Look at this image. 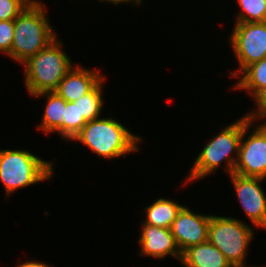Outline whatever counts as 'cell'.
Masks as SVG:
<instances>
[{"label":"cell","instance_id":"8992f818","mask_svg":"<svg viewBox=\"0 0 266 267\" xmlns=\"http://www.w3.org/2000/svg\"><path fill=\"white\" fill-rule=\"evenodd\" d=\"M254 229L238 218L211 215L208 241L216 246L232 266L262 267L246 264Z\"/></svg>","mask_w":266,"mask_h":267},{"label":"cell","instance_id":"6da1fadb","mask_svg":"<svg viewBox=\"0 0 266 267\" xmlns=\"http://www.w3.org/2000/svg\"><path fill=\"white\" fill-rule=\"evenodd\" d=\"M143 140L119 120L107 116L88 121L71 141H78L96 156L109 160L138 152Z\"/></svg>","mask_w":266,"mask_h":267},{"label":"cell","instance_id":"8fae6325","mask_svg":"<svg viewBox=\"0 0 266 267\" xmlns=\"http://www.w3.org/2000/svg\"><path fill=\"white\" fill-rule=\"evenodd\" d=\"M141 227L140 236L137 240L140 246L139 255L155 259H165V257L170 256L179 262L181 261L182 253L175 242L171 228L148 224H141Z\"/></svg>","mask_w":266,"mask_h":267},{"label":"cell","instance_id":"ac0fdd59","mask_svg":"<svg viewBox=\"0 0 266 267\" xmlns=\"http://www.w3.org/2000/svg\"><path fill=\"white\" fill-rule=\"evenodd\" d=\"M235 23L266 22V0H236Z\"/></svg>","mask_w":266,"mask_h":267},{"label":"cell","instance_id":"7c38bea8","mask_svg":"<svg viewBox=\"0 0 266 267\" xmlns=\"http://www.w3.org/2000/svg\"><path fill=\"white\" fill-rule=\"evenodd\" d=\"M99 70L76 64L61 80L54 92L67 102H74L92 91L105 78Z\"/></svg>","mask_w":266,"mask_h":267},{"label":"cell","instance_id":"cb8c5ba5","mask_svg":"<svg viewBox=\"0 0 266 267\" xmlns=\"http://www.w3.org/2000/svg\"><path fill=\"white\" fill-rule=\"evenodd\" d=\"M15 267H54L51 265H48L46 262L43 261H38L35 259L34 260H29V261H25V262H20L19 265H15Z\"/></svg>","mask_w":266,"mask_h":267},{"label":"cell","instance_id":"ba28073f","mask_svg":"<svg viewBox=\"0 0 266 267\" xmlns=\"http://www.w3.org/2000/svg\"><path fill=\"white\" fill-rule=\"evenodd\" d=\"M228 43L233 50L238 68L229 73L237 78L251 64L266 57V22L234 23Z\"/></svg>","mask_w":266,"mask_h":267},{"label":"cell","instance_id":"2e32d148","mask_svg":"<svg viewBox=\"0 0 266 267\" xmlns=\"http://www.w3.org/2000/svg\"><path fill=\"white\" fill-rule=\"evenodd\" d=\"M239 76L234 90H243L255 102L266 91V57L248 66Z\"/></svg>","mask_w":266,"mask_h":267},{"label":"cell","instance_id":"5b68a950","mask_svg":"<svg viewBox=\"0 0 266 267\" xmlns=\"http://www.w3.org/2000/svg\"><path fill=\"white\" fill-rule=\"evenodd\" d=\"M54 169V162L42 160L29 150L0 149V181L7 199L18 189L52 179Z\"/></svg>","mask_w":266,"mask_h":267},{"label":"cell","instance_id":"3957f363","mask_svg":"<svg viewBox=\"0 0 266 267\" xmlns=\"http://www.w3.org/2000/svg\"><path fill=\"white\" fill-rule=\"evenodd\" d=\"M241 137L242 117L225 126L202 147L186 175L184 185L206 178L216 172L219 167L223 168L228 176L231 175L238 159ZM222 163H225L224 167Z\"/></svg>","mask_w":266,"mask_h":267},{"label":"cell","instance_id":"9a60e30c","mask_svg":"<svg viewBox=\"0 0 266 267\" xmlns=\"http://www.w3.org/2000/svg\"><path fill=\"white\" fill-rule=\"evenodd\" d=\"M184 205L173 201L171 198L160 197L146 206L144 210L145 218L142 224L152 226L171 228L173 221L176 219L178 212Z\"/></svg>","mask_w":266,"mask_h":267},{"label":"cell","instance_id":"603a6c76","mask_svg":"<svg viewBox=\"0 0 266 267\" xmlns=\"http://www.w3.org/2000/svg\"><path fill=\"white\" fill-rule=\"evenodd\" d=\"M103 2V3H109V4H114V5H118L119 6V4L121 5V4H126L127 3V5L128 4H133L135 7H139V6H141V4L143 3V0H98V2Z\"/></svg>","mask_w":266,"mask_h":267},{"label":"cell","instance_id":"44dd1931","mask_svg":"<svg viewBox=\"0 0 266 267\" xmlns=\"http://www.w3.org/2000/svg\"><path fill=\"white\" fill-rule=\"evenodd\" d=\"M14 37V19L0 21V53L11 58L12 40Z\"/></svg>","mask_w":266,"mask_h":267},{"label":"cell","instance_id":"5bb4252c","mask_svg":"<svg viewBox=\"0 0 266 267\" xmlns=\"http://www.w3.org/2000/svg\"><path fill=\"white\" fill-rule=\"evenodd\" d=\"M180 263L183 267H233L222 252L209 241L185 250Z\"/></svg>","mask_w":266,"mask_h":267},{"label":"cell","instance_id":"7402d4cb","mask_svg":"<svg viewBox=\"0 0 266 267\" xmlns=\"http://www.w3.org/2000/svg\"><path fill=\"white\" fill-rule=\"evenodd\" d=\"M255 108L249 110L248 114L252 119L261 121L266 117V91L255 101Z\"/></svg>","mask_w":266,"mask_h":267},{"label":"cell","instance_id":"30bf717a","mask_svg":"<svg viewBox=\"0 0 266 267\" xmlns=\"http://www.w3.org/2000/svg\"><path fill=\"white\" fill-rule=\"evenodd\" d=\"M210 219V214H198L185 205L181 208L171 226L172 235L181 253L208 241Z\"/></svg>","mask_w":266,"mask_h":267},{"label":"cell","instance_id":"e0dca14e","mask_svg":"<svg viewBox=\"0 0 266 267\" xmlns=\"http://www.w3.org/2000/svg\"><path fill=\"white\" fill-rule=\"evenodd\" d=\"M105 79H103L92 91L88 94L80 97L78 100L74 101L78 104L80 110V115H83L87 121H91L100 118V114L104 107V91L103 86Z\"/></svg>","mask_w":266,"mask_h":267},{"label":"cell","instance_id":"277c9868","mask_svg":"<svg viewBox=\"0 0 266 267\" xmlns=\"http://www.w3.org/2000/svg\"><path fill=\"white\" fill-rule=\"evenodd\" d=\"M63 46V42L56 38L22 64L25 69V88L31 98L42 92L55 91L61 80L76 65L65 53Z\"/></svg>","mask_w":266,"mask_h":267},{"label":"cell","instance_id":"9c48e42d","mask_svg":"<svg viewBox=\"0 0 266 267\" xmlns=\"http://www.w3.org/2000/svg\"><path fill=\"white\" fill-rule=\"evenodd\" d=\"M231 185L246 217L252 227L266 230V193L261 186L262 178L229 175Z\"/></svg>","mask_w":266,"mask_h":267},{"label":"cell","instance_id":"d6986e66","mask_svg":"<svg viewBox=\"0 0 266 267\" xmlns=\"http://www.w3.org/2000/svg\"><path fill=\"white\" fill-rule=\"evenodd\" d=\"M64 141H71L73 137L88 122L83 115H80L78 104L67 102L64 109Z\"/></svg>","mask_w":266,"mask_h":267},{"label":"cell","instance_id":"52a82bcc","mask_svg":"<svg viewBox=\"0 0 266 267\" xmlns=\"http://www.w3.org/2000/svg\"><path fill=\"white\" fill-rule=\"evenodd\" d=\"M256 121L248 113L242 115V137L233 173L266 180V121L254 125Z\"/></svg>","mask_w":266,"mask_h":267},{"label":"cell","instance_id":"4fadbf2b","mask_svg":"<svg viewBox=\"0 0 266 267\" xmlns=\"http://www.w3.org/2000/svg\"><path fill=\"white\" fill-rule=\"evenodd\" d=\"M33 98H45L42 120L37 126L45 134L57 133L64 140V109L67 101L56 92H42L32 96Z\"/></svg>","mask_w":266,"mask_h":267},{"label":"cell","instance_id":"7a4b0ae2","mask_svg":"<svg viewBox=\"0 0 266 267\" xmlns=\"http://www.w3.org/2000/svg\"><path fill=\"white\" fill-rule=\"evenodd\" d=\"M40 1L33 0L14 19L11 59L20 64L47 47L58 36L47 17L48 9L44 1Z\"/></svg>","mask_w":266,"mask_h":267},{"label":"cell","instance_id":"ffe728a7","mask_svg":"<svg viewBox=\"0 0 266 267\" xmlns=\"http://www.w3.org/2000/svg\"><path fill=\"white\" fill-rule=\"evenodd\" d=\"M33 0H0V21L15 19Z\"/></svg>","mask_w":266,"mask_h":267}]
</instances>
